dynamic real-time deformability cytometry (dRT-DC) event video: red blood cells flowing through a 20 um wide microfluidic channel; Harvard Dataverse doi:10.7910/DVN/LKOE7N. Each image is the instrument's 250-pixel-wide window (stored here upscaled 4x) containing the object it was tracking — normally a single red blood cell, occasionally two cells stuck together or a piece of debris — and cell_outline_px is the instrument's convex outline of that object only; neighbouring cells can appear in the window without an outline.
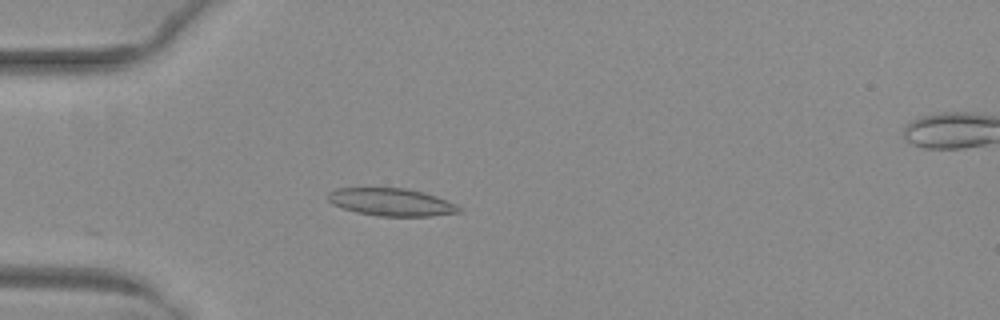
{"species": "common noctule bat (a hibernating species)", "species_latin": "Nyctalus noctula", "temperature_condition": "warm", "stored_images_in_passage": 11, "camera_frame_rate_fps": 3000, "um_per_image_px": 0.085, "animal": {"sex": "female", "body_mass_g": 29.2, "forearm_length_mm": 56.3}, "frame": {"image": 1, "passage_image": 1, "time_ms": 0.0, "image_size_px": [1000, 320], "cell_outline_px": [[460, 212], [432, 216], [380, 216], [356, 212], [332, 204], [328, 200], [328, 192], [336, 188], [404, 188], [436, 196], [460, 208]], "centroid_in_image_um": [33.2, 17.18], "position_along_channel_um": 51.8, "area_um2": 20.69}}
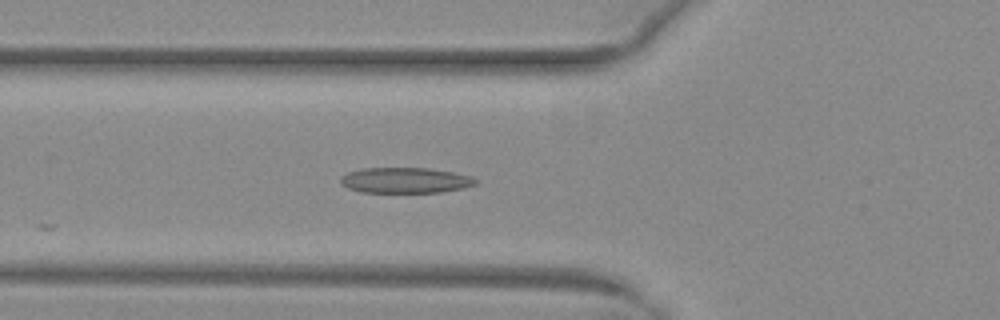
{"frame": {"image": 2, "passage_image": 5, "time_ms": 1.333, "image_size_px": [1000, 320], "cell_outline_px": [[480, 180], [476, 184], [464, 188], [440, 192], [360, 192], [348, 188], [340, 184], [340, 176], [348, 172], [364, 168], [428, 168], [452, 172], [472, 176]], "centroid_in_image_um": [34.45, 15.32], "position_along_channel_um": 91.3, "area_um2": 20.23}}
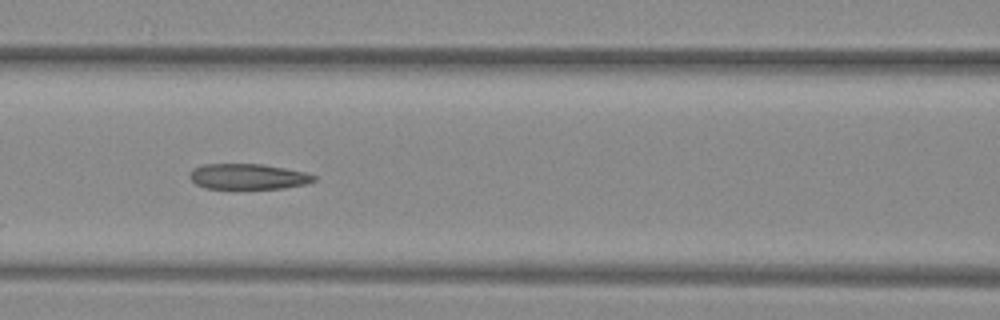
{"frame": {"image": 3, "passage_image": 9, "time_ms": 2.667, "image_size_px": [1000, 320], "cell_outline_px": [[316, 180], [308, 184], [284, 188], [204, 188], [196, 184], [188, 176], [192, 168], [204, 164], [260, 164], [284, 168], [304, 172], [316, 176]], "centroid_in_image_um": [21.07, 15.0], "position_along_channel_um": 145.5, "area_um2": 18.44}}